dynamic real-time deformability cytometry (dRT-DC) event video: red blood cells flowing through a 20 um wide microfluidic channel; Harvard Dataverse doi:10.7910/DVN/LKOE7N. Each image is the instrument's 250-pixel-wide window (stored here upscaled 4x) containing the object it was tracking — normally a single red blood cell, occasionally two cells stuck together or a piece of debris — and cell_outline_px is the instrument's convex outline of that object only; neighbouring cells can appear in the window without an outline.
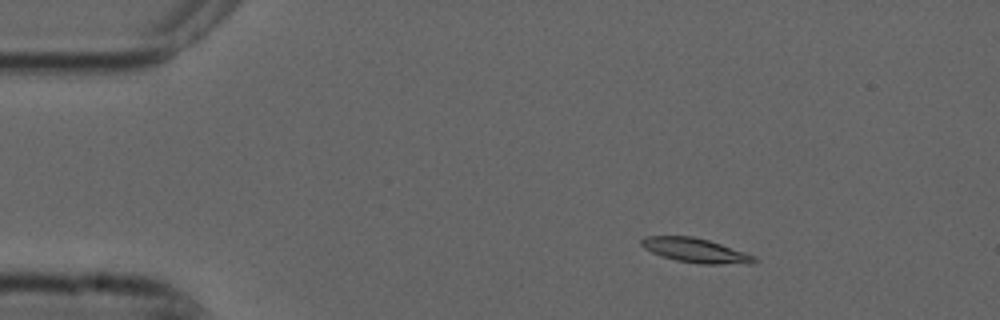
{"species": "common noctule bat (a hibernating species)", "species_latin": "Nyctalus noctula", "temperature_condition": "cold", "stored_images_in_passage": 4, "camera_frame_rate_fps": 3000, "um_per_image_px": 0.085, "animal": {"sex": "male", "forearm_length_mm": 52.5}, "frame": {"image": 1, "passage_image": 2, "time_ms": 0.333, "image_size_px": [1000, 320], "cell_outline_px": [[756, 264], [700, 264], [676, 260], [660, 256], [644, 248], [640, 244], [640, 240], [644, 236], [692, 236], [708, 240], [756, 256]], "centroid_in_image_um": [59.11, 21.29], "position_along_channel_um": 25.9, "area_um2": 16.07}}
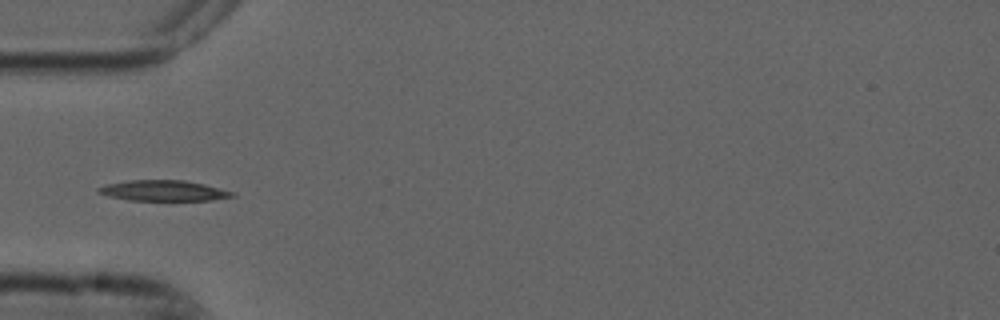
{"frame": {"image": 2, "passage_image": 4, "time_ms": 1.0, "image_size_px": [1000, 320], "cell_outline_px": [[236, 196], [212, 200], [128, 200], [108, 196], [96, 192], [96, 188], [104, 184], [128, 180], [184, 180], [204, 184], [236, 192]], "centroid_in_image_um": [13.87, 16.2], "position_along_channel_um": 71.1, "area_um2": 16.24}}